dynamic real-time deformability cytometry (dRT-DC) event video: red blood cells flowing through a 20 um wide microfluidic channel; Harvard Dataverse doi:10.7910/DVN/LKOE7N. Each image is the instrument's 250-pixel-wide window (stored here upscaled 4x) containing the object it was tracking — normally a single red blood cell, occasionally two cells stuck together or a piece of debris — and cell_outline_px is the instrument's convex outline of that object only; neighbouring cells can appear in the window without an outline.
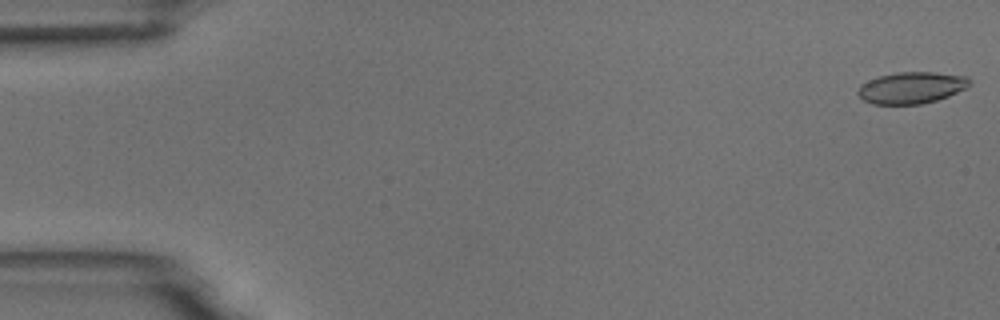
{"species": "common noctule bat (a hibernating species)", "species_latin": "Nyctalus noctula", "temperature_condition": "room temperature", "stored_images_in_passage": 5, "camera_frame_rate_fps": 3000, "um_per_image_px": 0.085, "animal": {"sex": "male", "body_mass_g": 18.8}, "frame": {"image": 1, "passage_image": 1, "time_ms": 0.0, "image_size_px": [1000, 320], "cell_outline_px": [[972, 84], [948, 96], [936, 100], [920, 104], [872, 104], [864, 100], [856, 92], [860, 84], [868, 80], [880, 76], [896, 72], [936, 72], [968, 76], [972, 80]], "centroid_in_image_um": [77.48, 7.44], "position_along_channel_um": 7.5, "area_um2": 20.63}}
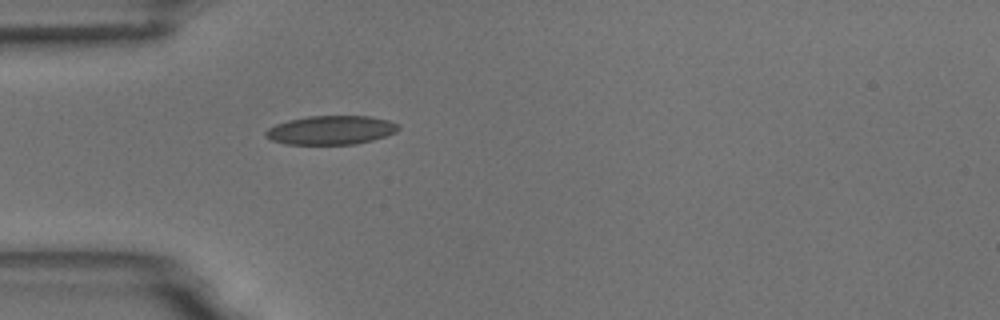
{"frame": {"image": 2, "passage_image": 5, "time_ms": 5.0, "image_size_px": [1000, 320], "cell_outline_px": [[400, 128], [396, 132], [372, 140], [356, 144], [284, 144], [272, 140], [264, 136], [264, 132], [268, 128], [276, 124], [288, 120], [308, 116], [368, 116], [388, 120], [400, 124]], "centroid_in_image_um": [28.12, 11.06], "position_along_channel_um": 56.9, "area_um2": 22.37}}